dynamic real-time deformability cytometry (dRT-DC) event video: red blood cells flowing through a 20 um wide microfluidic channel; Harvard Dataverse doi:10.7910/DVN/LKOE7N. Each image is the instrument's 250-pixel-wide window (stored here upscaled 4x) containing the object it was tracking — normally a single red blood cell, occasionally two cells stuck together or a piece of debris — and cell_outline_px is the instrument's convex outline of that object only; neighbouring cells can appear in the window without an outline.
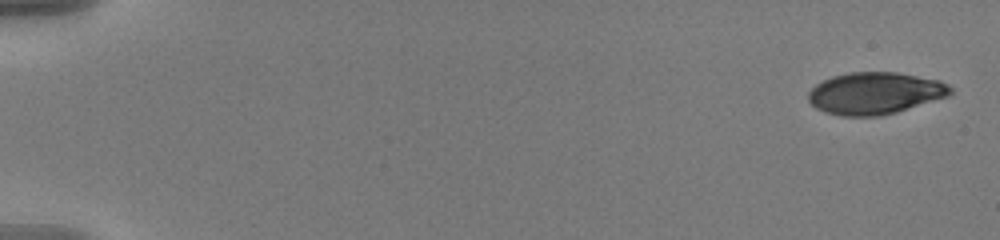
{"species": "human", "species_latin": "Homo sapiens", "temperature_condition": "warm", "stored_images_in_passage": 21, "camera_frame_rate_fps": 3000, "um_per_image_px": 0.085, "donor": {"sex": "male"}, "frame": {"image": 1, "passage_image": 1, "time_ms": 0.0, "image_size_px": [1000, 240], "cell_outline_px": [[952, 92], [948, 96], [896, 112], [880, 116], [840, 116], [824, 112], [816, 108], [808, 100], [808, 92], [816, 84], [832, 76], [848, 72], [896, 72], [940, 80], [948, 84], [952, 88]], "centroid_in_image_um": [74.36, 7.92], "position_along_channel_um": 10.6, "area_um2": 34.8}}
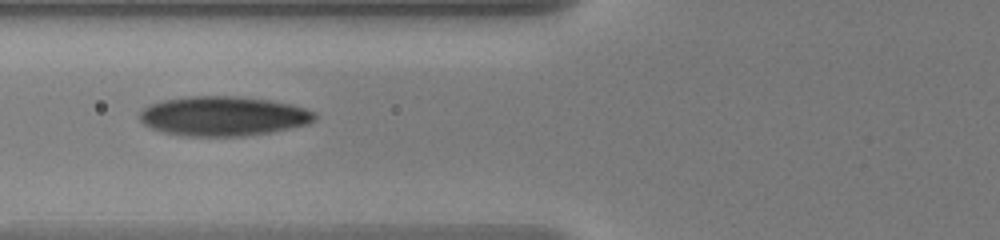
{"frame": {"image": 2, "passage_image": 12, "time_ms": 3.667, "image_size_px": [1000, 240], "cell_outline_px": [[320, 116], [316, 120], [308, 124], [272, 132], [244, 136], [188, 136], [164, 132], [152, 128], [144, 124], [140, 120], [140, 112], [148, 104], [164, 100], [184, 96], [236, 96], [268, 100], [292, 104], [316, 112]], "centroid_in_image_um": [19.02, 9.86], "position_along_channel_um": 106.8, "area_um2": 40.58}}
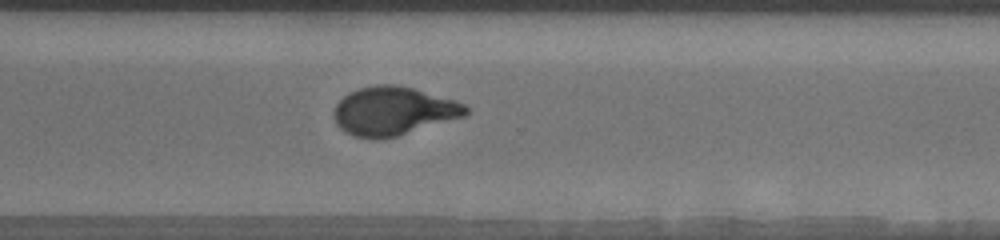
{"frame": {"image": 3, "passage_image": 21, "time_ms": 6.667, "image_size_px": [1000, 240], "cell_outline_px": [[468, 112], [464, 116], [396, 136], [376, 140], [352, 136], [344, 132], [336, 124], [332, 116], [332, 112], [336, 104], [348, 92], [360, 88], [376, 84], [392, 84], [412, 88], [456, 100], [464, 104], [468, 108]], "centroid_in_image_um": [33.37, 9.44], "position_along_channel_um": 337.2, "area_um2": 37.34}}